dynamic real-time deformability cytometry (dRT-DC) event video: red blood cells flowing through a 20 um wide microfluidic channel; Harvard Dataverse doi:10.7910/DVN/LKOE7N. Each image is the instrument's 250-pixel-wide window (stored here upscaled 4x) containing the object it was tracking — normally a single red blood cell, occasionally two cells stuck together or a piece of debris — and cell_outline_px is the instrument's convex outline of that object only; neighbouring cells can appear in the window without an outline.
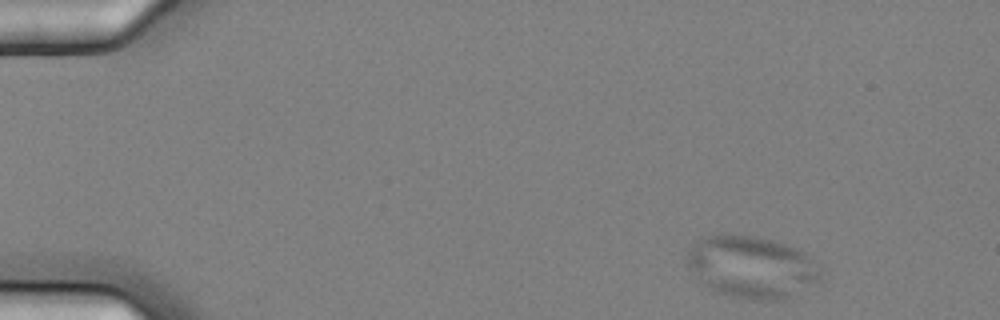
{"species": "common noctule bat (a hibernating species)", "species_latin": "Nyctalus noctula", "temperature_condition": "cold", "stored_images_in_passage": 8, "camera_frame_rate_fps": 3000, "um_per_image_px": 0.085, "animal": {"sex": "female", "body_mass_g": 25.1}, "frame": {"image": 1, "passage_image": 1, "time_ms": 0.0, "image_size_px": [1000, 320], "cell_outline_px": [[824, 268], [820, 280], [780, 300], [752, 300], [732, 296], [720, 292], [704, 284], [684, 264], [688, 252], [696, 240], [700, 236], [724, 232], [756, 236], [772, 240], [796, 248], [812, 256]], "centroid_in_image_um": [63.88, 22.64], "position_along_channel_um": 21.1, "area_um2": 48.96}}